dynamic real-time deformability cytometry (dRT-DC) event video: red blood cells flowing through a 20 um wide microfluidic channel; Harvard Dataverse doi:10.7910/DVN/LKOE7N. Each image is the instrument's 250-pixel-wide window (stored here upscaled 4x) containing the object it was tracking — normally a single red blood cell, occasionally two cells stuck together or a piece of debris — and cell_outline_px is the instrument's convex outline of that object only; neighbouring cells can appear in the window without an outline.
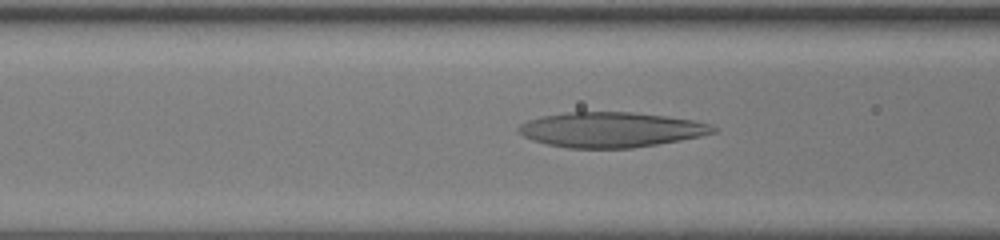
{"species": "human", "species_latin": "Homo sapiens", "temperature_condition": "room temperature", "stored_images_in_passage": 47, "camera_frame_rate_fps": 3000, "um_per_image_px": 0.085, "donor": {"sex": "female"}, "frame": {"image": 1, "passage_image": 18, "time_ms": 5.667, "image_size_px": [1000, 240], "cell_outline_px": [[716, 132], [700, 136], [680, 140], [632, 148], [568, 148], [548, 144], [532, 140], [516, 132], [516, 128], [520, 124], [528, 120], [540, 116], [568, 112], [632, 112], [668, 116], [696, 120], [712, 124], [716, 128]], "centroid_in_image_um": [51.92, 11.01], "position_along_channel_um": 114.7, "area_um2": 40.0}}
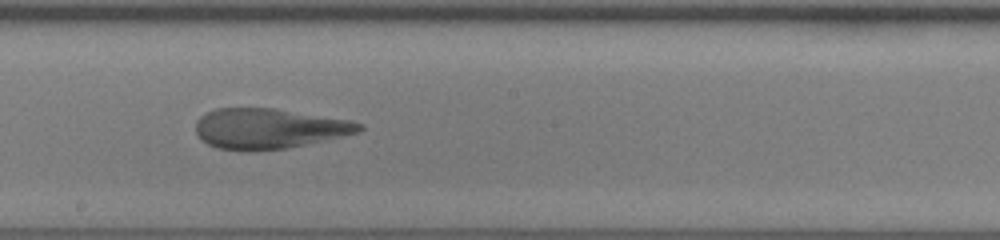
{"frame": {"image": 2, "passage_image": 26, "time_ms": 8.333, "image_size_px": [1000, 240], "cell_outline_px": [[364, 128], [360, 132], [288, 148], [216, 148], [208, 144], [196, 132], [196, 120], [200, 116], [216, 108], [276, 108], [348, 120], [364, 124]], "centroid_in_image_um": [22.89, 10.88], "position_along_channel_um": 225.3, "area_um2": 37.4}}
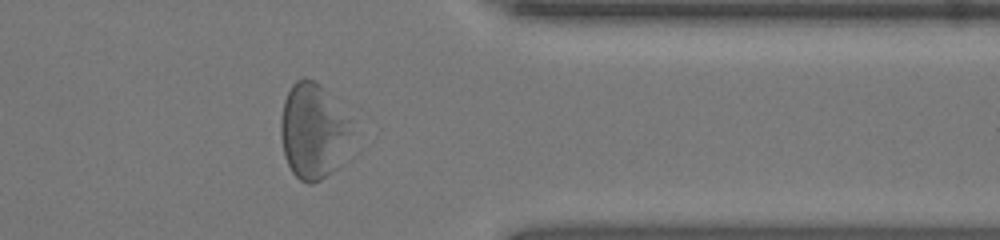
{"frame": {"image": 3, "passage_image": 38, "time_ms": 12.333, "image_size_px": [1000, 240], "cell_outline_px": [[356, 120], [352, 132], [336, 168], [332, 172], [320, 180], [312, 184], [308, 184], [300, 180], [292, 172], [284, 156], [280, 136], [280, 120], [284, 100], [292, 84], [296, 80], [304, 76], [320, 84]], "centroid_in_image_um": [26.64, 11.1], "position_along_channel_um": 384.8, "area_um2": 40.23}, "authors_computed_cell_mechanics": {"area_um2": 40.2288, "velocity_mm_per_s": 4.167, "shape_relaxation_time_tau1_ms": null, "shape_relaxation_time_tau2_ms": 1.3326, "deformation_change_tau1": null, "deformation_change_tau2": 0.0989}}